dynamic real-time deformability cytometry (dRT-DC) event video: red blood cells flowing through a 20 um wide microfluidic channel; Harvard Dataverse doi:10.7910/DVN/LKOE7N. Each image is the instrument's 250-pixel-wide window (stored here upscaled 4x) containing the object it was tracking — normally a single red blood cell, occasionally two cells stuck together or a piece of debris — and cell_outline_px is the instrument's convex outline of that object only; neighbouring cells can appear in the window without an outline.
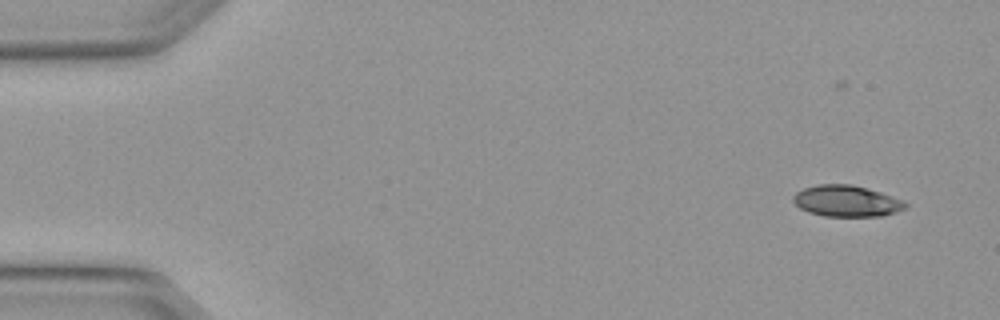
{"species": "Egyptian fruit bat (a non-hibernating species)", "species_latin": "Rousettus aegyptiacus", "temperature_condition": "warm", "stored_images_in_passage": 5, "camera_frame_rate_fps": 3000, "um_per_image_px": 0.085, "animal": {"sex": "female"}, "frame": {"image": 1, "passage_image": 2, "time_ms": 0.333, "image_size_px": [1000, 320], "cell_outline_px": [[908, 204], [904, 208], [896, 212], [880, 216], [824, 216], [808, 212], [800, 208], [792, 200], [792, 196], [796, 192], [804, 188], [816, 184], [852, 184], [880, 192], [904, 200]], "centroid_in_image_um": [71.93, 17.08], "position_along_channel_um": 13.1, "area_um2": 20.46}}